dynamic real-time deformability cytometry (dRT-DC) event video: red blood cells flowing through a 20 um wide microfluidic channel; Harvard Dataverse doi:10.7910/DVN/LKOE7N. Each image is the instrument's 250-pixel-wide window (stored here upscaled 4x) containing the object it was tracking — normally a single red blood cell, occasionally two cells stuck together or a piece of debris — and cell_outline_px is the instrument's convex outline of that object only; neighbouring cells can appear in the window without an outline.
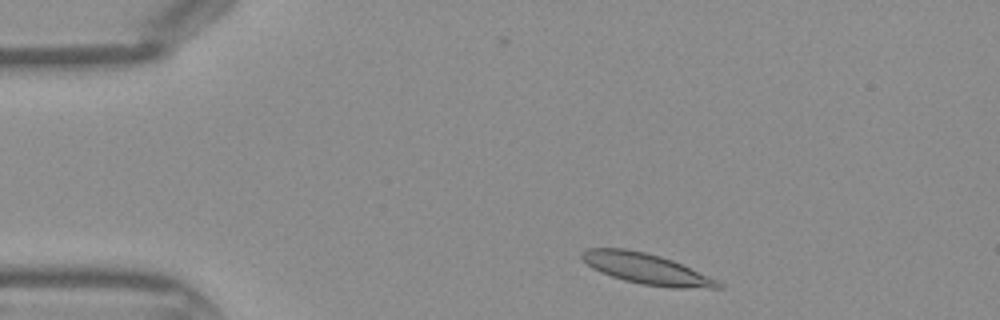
{"species": "Egyptian fruit bat (a non-hibernating species)", "species_latin": "Rousettus aegyptiacus", "temperature_condition": "warm", "stored_images_in_passage": 34, "camera_frame_rate_fps": 3000, "um_per_image_px": 0.085, "frame": {"image": 1, "passage_image": 3, "time_ms": 0.667, "image_size_px": [1000, 320], "cell_outline_px": [[724, 288], [668, 288], [640, 284], [624, 280], [600, 272], [592, 268], [580, 256], [580, 252], [588, 248], [624, 248], [644, 252], [660, 256], [672, 260], [716, 280], [724, 284]], "centroid_in_image_um": [54.92, 22.85], "position_along_channel_um": 30.1, "area_um2": 24.22}}
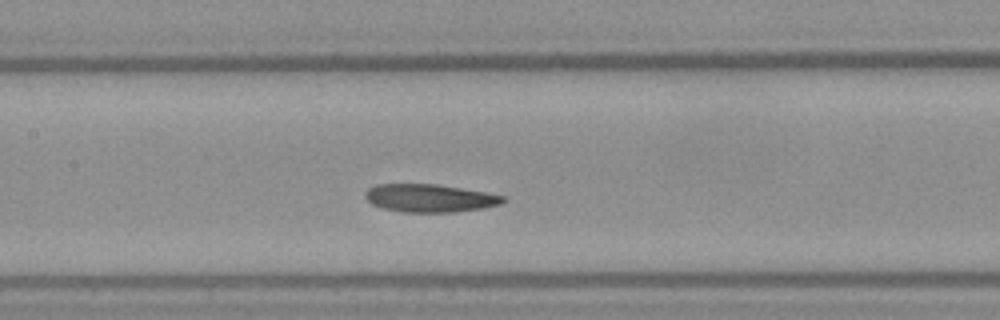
{"frame": {"image": 2, "passage_image": 16, "time_ms": 5.0, "image_size_px": [1000, 320], "cell_outline_px": [[504, 200], [500, 204], [484, 208], [456, 212], [404, 212], [384, 208], [372, 204], [364, 196], [364, 192], [368, 188], [376, 184], [436, 184], [484, 192], [504, 196]], "centroid_in_image_um": [36.49, 16.84], "position_along_channel_um": 170.9, "area_um2": 22.31}}
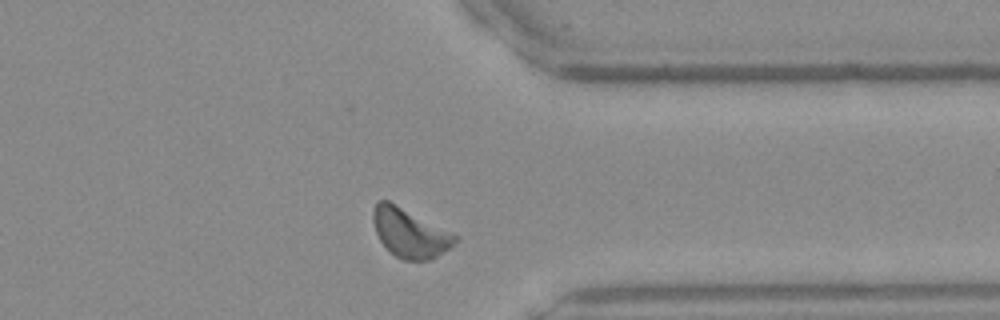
{"frame": {"image": 3, "passage_image": 30, "time_ms": 9.667, "image_size_px": [1000, 320], "cell_outline_px": [[456, 240], [448, 248], [436, 256], [428, 260], [404, 260], [396, 256], [380, 240], [376, 232], [372, 220], [372, 212], [376, 200], [388, 200], [452, 232], [456, 236]], "centroid_in_image_um": [34.79, 19.77], "position_along_channel_um": 376.6, "area_um2": 22.95}}